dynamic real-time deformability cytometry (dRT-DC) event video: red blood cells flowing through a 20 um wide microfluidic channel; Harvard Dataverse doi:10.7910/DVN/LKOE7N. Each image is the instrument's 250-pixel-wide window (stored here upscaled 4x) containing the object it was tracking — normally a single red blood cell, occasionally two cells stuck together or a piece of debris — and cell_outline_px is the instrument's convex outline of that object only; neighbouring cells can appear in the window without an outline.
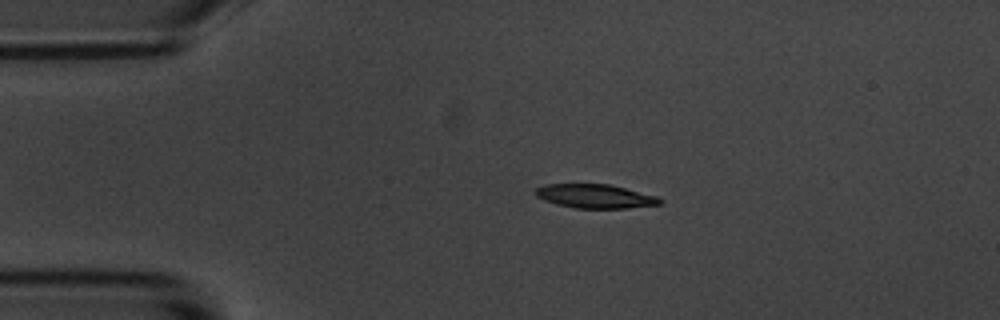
{"species": "common noctule bat (a hibernating species)", "species_latin": "Nyctalus noctula", "temperature_condition": "room temperature", "stored_images_in_passage": 4, "camera_frame_rate_fps": 3000, "um_per_image_px": 0.085, "animal": {"sex": "male", "body_mass_g": 20.1, "forearm_length_mm": 53.5}, "frame": {"image": 1, "passage_image": 3, "time_ms": 2.333, "image_size_px": [1000, 320], "cell_outline_px": [[664, 200], [660, 204], [628, 208], [576, 208], [556, 204], [544, 200], [536, 196], [532, 192], [536, 188], [544, 184], [608, 184], [656, 196]], "centroid_in_image_um": [50.54, 16.68], "position_along_channel_um": 34.5, "area_um2": 17.28}}